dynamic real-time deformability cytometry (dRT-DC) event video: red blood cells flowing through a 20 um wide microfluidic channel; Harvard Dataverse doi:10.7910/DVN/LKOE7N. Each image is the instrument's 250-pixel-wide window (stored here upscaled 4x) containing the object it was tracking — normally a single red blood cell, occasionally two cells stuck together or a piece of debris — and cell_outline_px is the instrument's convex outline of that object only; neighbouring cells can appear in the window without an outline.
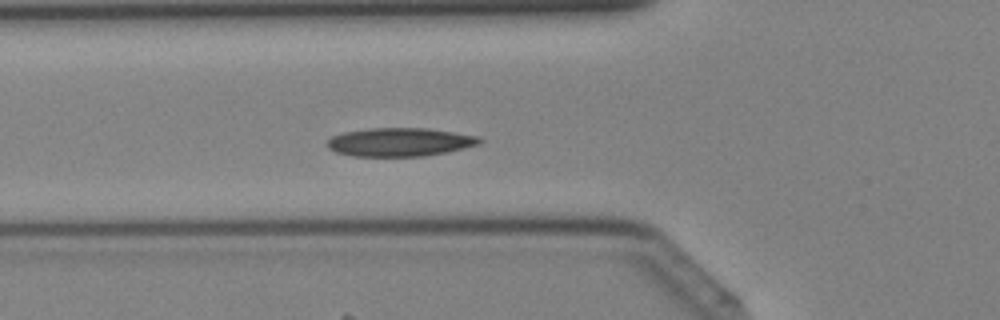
{"species": "Egyptian fruit bat (a non-hibernating species)", "species_latin": "Rousettus aegyptiacus", "temperature_condition": "cold", "stored_images_in_passage": 36, "camera_frame_rate_fps": 3000, "um_per_image_px": 0.085, "animal": {"sex": "female"}, "frame": {"image": 1, "passage_image": 14, "time_ms": 4.333, "image_size_px": [1000, 320], "cell_outline_px": [[484, 140], [480, 144], [444, 152], [424, 156], [352, 156], [336, 152], [328, 148], [324, 144], [332, 136], [340, 132], [368, 128], [428, 128], [480, 136]], "centroid_in_image_um": [33.95, 12.06], "position_along_channel_um": 91.9, "area_um2": 25.49}}
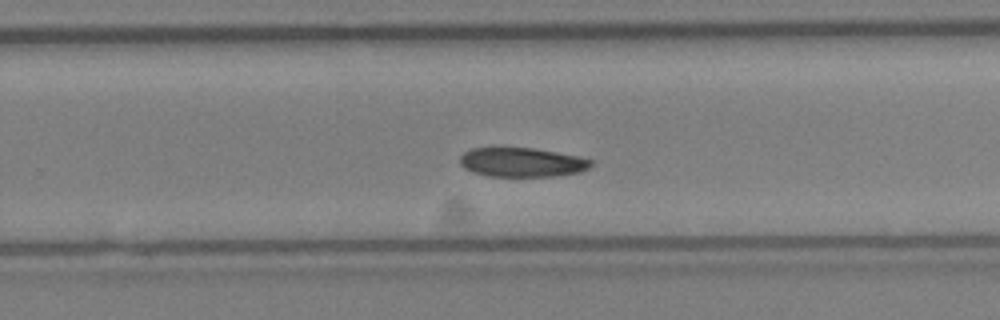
{"frame": {"image": 2, "passage_image": 26, "time_ms": 8.333, "image_size_px": [1000, 320], "cell_outline_px": [[592, 164], [588, 168], [580, 172], [556, 176], [488, 176], [472, 172], [464, 168], [460, 164], [460, 156], [464, 152], [472, 148], [492, 144], [532, 148], [580, 156], [592, 160]], "centroid_in_image_um": [44.29, 13.75], "position_along_channel_um": 285.5, "area_um2": 23.18}}
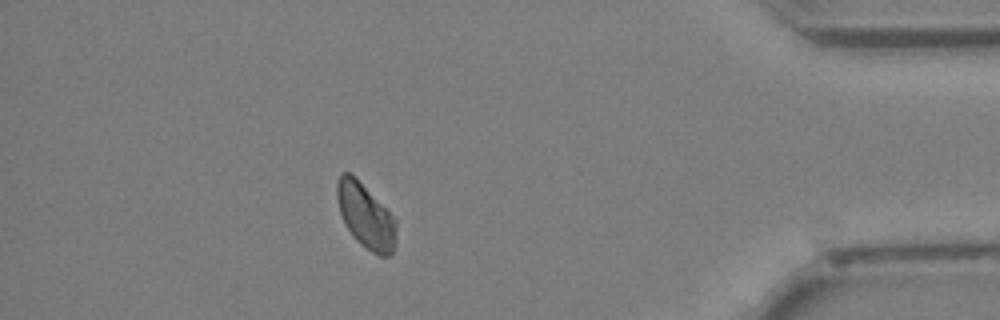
{"frame": {"image": 3, "passage_image": 36, "time_ms": 11.667, "image_size_px": [1000, 320], "cell_outline_px": [[396, 244], [392, 252], [388, 256], [380, 256], [372, 252], [360, 244], [356, 240], [344, 224], [340, 212], [336, 196], [336, 184], [340, 172], [348, 172], [396, 220]], "centroid_in_image_um": [31.06, 18.41], "position_along_channel_um": 404.1, "area_um2": 21.73}}